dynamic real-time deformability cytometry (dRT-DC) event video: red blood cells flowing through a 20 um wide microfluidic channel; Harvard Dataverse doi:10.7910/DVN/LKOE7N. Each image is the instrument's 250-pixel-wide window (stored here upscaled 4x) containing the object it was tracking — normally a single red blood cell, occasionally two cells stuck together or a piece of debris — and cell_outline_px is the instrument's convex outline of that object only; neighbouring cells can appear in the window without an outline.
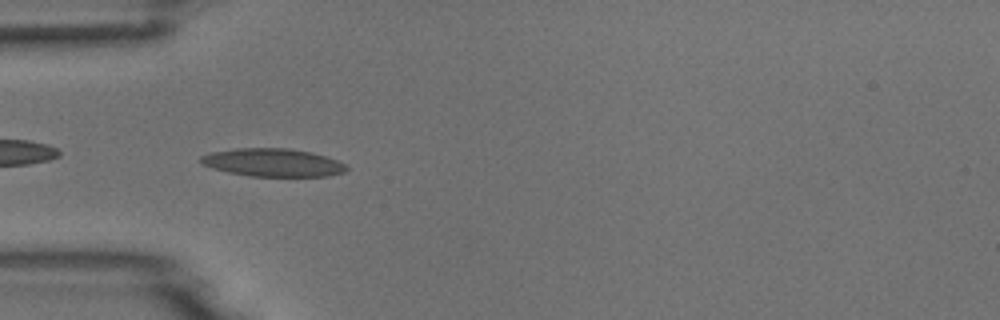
{"species": "common noctule bat (a hibernating species)", "species_latin": "Nyctalus noctula", "temperature_condition": "room temperature", "stored_images_in_passage": 8, "camera_frame_rate_fps": 3000, "um_per_image_px": 0.085, "animal": {"sex": "male", "body_mass_g": 18.8}, "frame": {"image": 1, "passage_image": 4, "time_ms": 3.333, "image_size_px": [1000, 320], "cell_outline_px": [[348, 168], [344, 172], [328, 176], [252, 176], [228, 172], [212, 168], [200, 164], [200, 156], [212, 152], [236, 148], [288, 148], [312, 152], [336, 160], [344, 164]], "centroid_in_image_um": [23.16, 13.81], "position_along_channel_um": 61.8, "area_um2": 23.7}}